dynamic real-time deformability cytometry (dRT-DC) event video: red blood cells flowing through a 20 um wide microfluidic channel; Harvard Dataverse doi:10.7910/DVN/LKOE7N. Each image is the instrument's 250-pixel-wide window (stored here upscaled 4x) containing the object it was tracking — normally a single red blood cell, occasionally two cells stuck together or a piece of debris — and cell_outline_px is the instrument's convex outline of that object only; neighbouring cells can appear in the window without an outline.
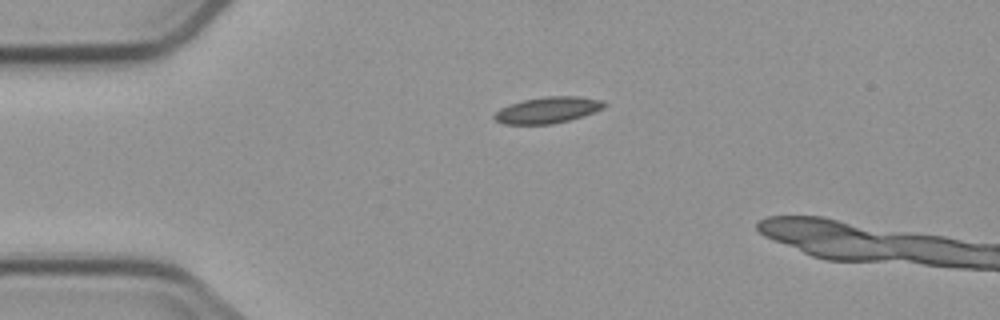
{"species": "common noctule bat (a hibernating species)", "species_latin": "Nyctalus noctula", "temperature_condition": "cold", "stored_images_in_passage": 4, "camera_frame_rate_fps": 3000, "um_per_image_px": 0.085, "animal": {"sex": "male", "body_mass_g": 23.1, "forearm_length_mm": 52.7}, "frame": {"image": 1, "passage_image": 1, "time_ms": 0.0, "image_size_px": [1000, 320], "cell_outline_px": [[608, 104], [604, 108], [568, 120], [552, 124], [504, 124], [496, 120], [492, 116], [500, 108], [508, 104], [524, 100], [544, 96], [580, 96], [604, 100]], "centroid_in_image_um": [46.56, 9.34], "position_along_channel_um": 38.4, "area_um2": 16.82}}
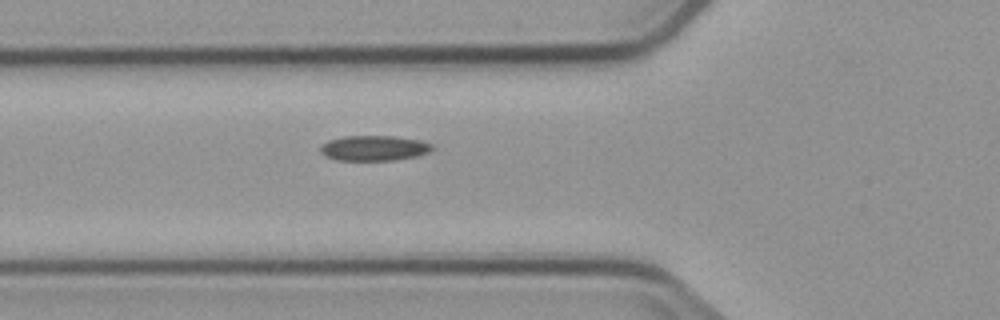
{"frame": {"image": 2, "passage_image": 3, "time_ms": 2.333, "image_size_px": [1000, 320], "cell_outline_px": [[432, 148], [428, 152], [416, 156], [396, 160], [336, 160], [324, 156], [320, 152], [320, 144], [328, 140], [344, 136], [396, 136], [420, 140], [432, 144]], "centroid_in_image_um": [31.74, 12.58], "position_along_channel_um": 94.1, "area_um2": 16.53}}